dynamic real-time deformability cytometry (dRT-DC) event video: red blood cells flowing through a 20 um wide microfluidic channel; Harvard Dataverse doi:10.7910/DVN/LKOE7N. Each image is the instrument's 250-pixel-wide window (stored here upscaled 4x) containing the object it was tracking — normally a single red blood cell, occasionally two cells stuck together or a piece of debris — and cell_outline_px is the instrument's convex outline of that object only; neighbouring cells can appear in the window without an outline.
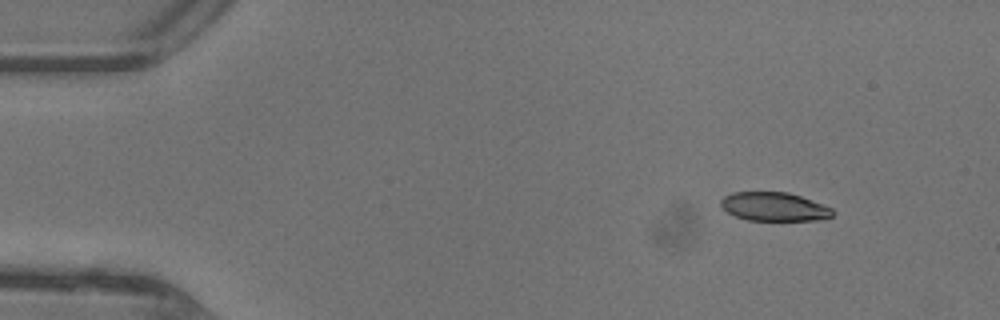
{"species": "common noctule bat (a hibernating species)", "species_latin": "Nyctalus noctula", "temperature_condition": "warm", "stored_images_in_passage": 42, "camera_frame_rate_fps": 3000, "um_per_image_px": 0.085, "animal": {"sex": "female"}, "frame": {"image": 1, "passage_image": 1, "time_ms": 0.0, "image_size_px": [1000, 320], "cell_outline_px": [[836, 212], [832, 216], [824, 220], [748, 220], [736, 216], [720, 208], [720, 200], [724, 196], [732, 192], [788, 192], [800, 196], [832, 208]], "centroid_in_image_um": [65.8, 17.57], "position_along_channel_um": 19.2, "area_um2": 18.79}}
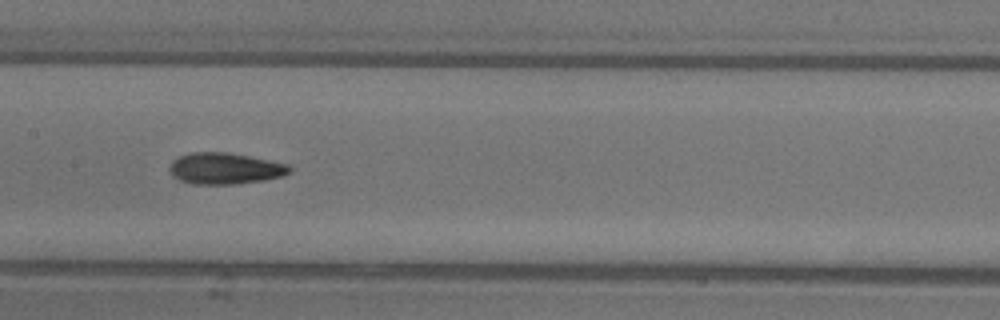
{"frame": {"image": 2, "passage_image": 19, "time_ms": 6.0, "image_size_px": [1000, 320], "cell_outline_px": [[292, 172], [284, 176], [264, 180], [236, 184], [192, 184], [180, 180], [172, 176], [168, 168], [172, 160], [180, 156], [192, 152], [228, 152], [288, 164], [292, 168]], "centroid_in_image_um": [19.12, 14.32], "position_along_channel_um": 188.3, "area_um2": 22.08}}
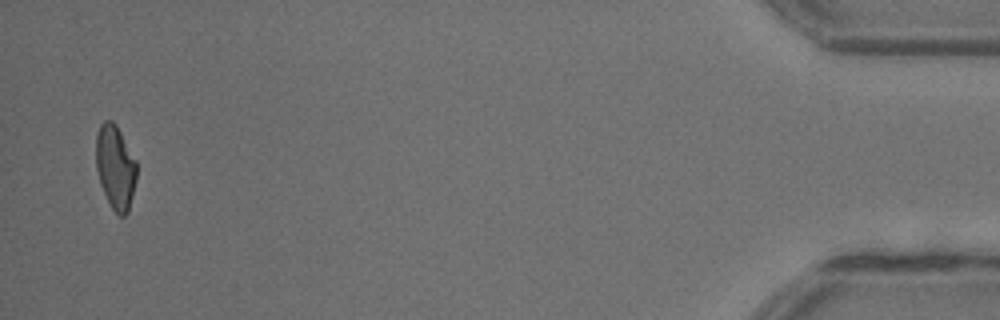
{"frame": {"image": 3, "passage_image": 41, "time_ms": 13.333, "image_size_px": [1000, 320], "cell_outline_px": [[136, 180], [128, 212], [124, 216], [120, 216], [112, 208], [100, 184], [96, 168], [96, 132], [100, 124], [104, 120], [112, 120], [116, 124], [136, 160]], "centroid_in_image_um": [9.8, 14.17], "position_along_channel_um": 425.4, "area_um2": 19.88}, "authors_computed_cell_mechanics": {"area_um2": 20.9236, "velocity_mm_per_s": 4.4665, "shape_relaxation_time_tau1_ms": 4.2865, "shape_relaxation_time_tau2_ms": 3.2309, "deformation_change_tau1": 0.1599, "deformation_change_tau2": 0.1103}}